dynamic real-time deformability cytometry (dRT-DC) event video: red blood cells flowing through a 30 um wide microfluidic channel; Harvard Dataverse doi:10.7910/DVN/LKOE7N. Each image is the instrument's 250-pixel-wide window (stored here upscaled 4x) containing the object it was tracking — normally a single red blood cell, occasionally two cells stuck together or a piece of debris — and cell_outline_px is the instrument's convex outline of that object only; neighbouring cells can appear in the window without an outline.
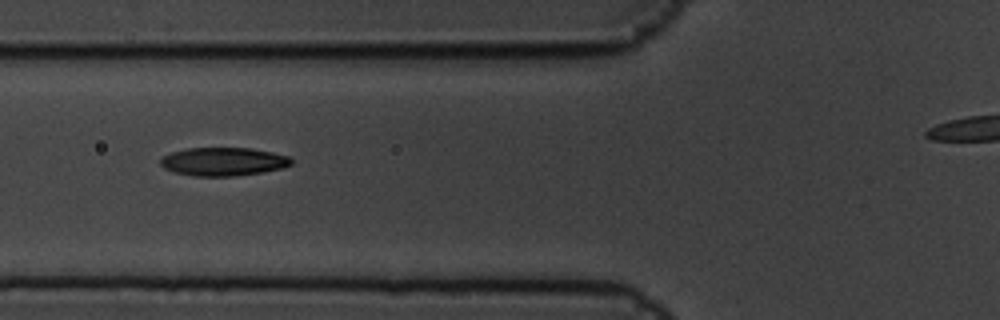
{"species": "common noctule bat (a hibernating species)", "species_latin": "Nyctalus noctula", "temperature_condition": "cold", "stored_images_in_passage": 3, "camera_frame_rate_fps": 3000, "um_per_image_px": 0.085, "animal": {"sex": "male", "body_mass_g": 19.5, "forearm_length_mm": 54.6}, "frame": {"image": 1, "passage_image": 3, "time_ms": 0.667, "image_size_px": [1000, 320], "cell_outline_px": [[292, 164], [280, 168], [260, 172], [236, 176], [192, 176], [176, 172], [164, 168], [160, 164], [160, 160], [164, 156], [172, 152], [188, 148], [252, 148], [272, 152], [288, 156], [292, 160]], "centroid_in_image_um": [18.97, 13.73], "position_along_channel_um": 106.8, "area_um2": 21.44}}